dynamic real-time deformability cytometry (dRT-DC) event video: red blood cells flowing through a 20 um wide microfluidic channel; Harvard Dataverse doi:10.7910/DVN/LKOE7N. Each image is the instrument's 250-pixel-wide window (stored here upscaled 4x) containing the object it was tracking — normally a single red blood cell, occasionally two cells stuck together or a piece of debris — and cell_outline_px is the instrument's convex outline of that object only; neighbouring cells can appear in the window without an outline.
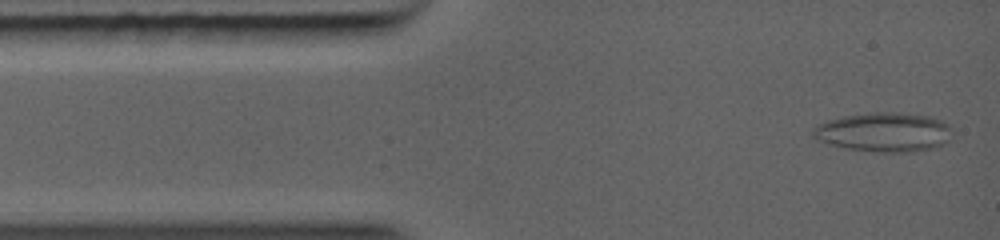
{"species": "common noctule bat (a hibernating species)", "species_latin": "Nyctalus noctula", "temperature_condition": "warm", "stored_images_in_passage": 75, "camera_frame_rate_fps": 5000, "um_per_image_px": 0.085, "animal": {"sex": "female", "body_mass_g": 19.0, "forearm_length_mm": 56.7}, "frame": {"image": 1, "passage_image": 2, "time_ms": 0.2, "image_size_px": [1000, 240], "cell_outline_px": [[952, 128], [948, 140], [944, 144], [932, 148], [912, 152], [876, 152], [848, 148], [828, 144], [816, 140], [812, 136], [812, 128], [828, 120], [844, 116], [872, 112], [896, 112], [928, 116], [940, 120], [948, 124]], "centroid_in_image_um": [75.12, 11.23], "position_along_channel_um": 9.9, "area_um2": 31.85}}
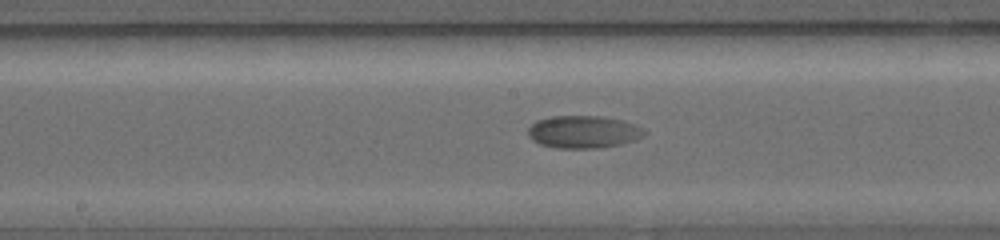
{"frame": {"image": 2, "passage_image": 35, "time_ms": 5.6, "image_size_px": [1000, 240], "cell_outline_px": [[648, 132], [644, 136], [620, 144], [596, 148], [556, 148], [540, 144], [532, 140], [528, 136], [528, 128], [536, 120], [552, 116], [604, 116], [624, 120], [644, 128]], "centroid_in_image_um": [49.59, 11.2], "position_along_channel_um": 198.6, "area_um2": 22.2}}
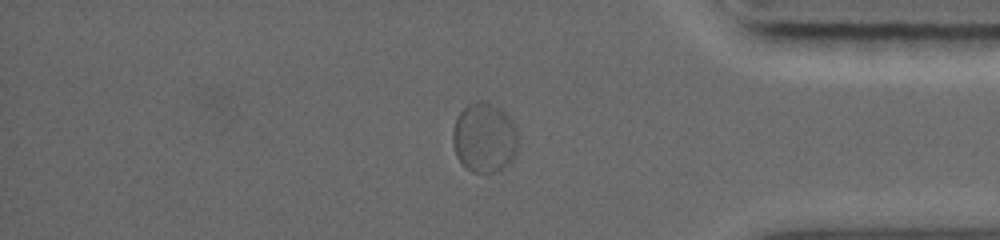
{"frame": {"image": 3, "passage_image": 65, "time_ms": 10.2, "image_size_px": [1000, 240], "cell_outline_px": [[516, 152], [496, 172], [472, 172], [460, 160], [456, 152], [452, 140], [452, 136], [456, 120], [460, 112], [468, 104], [480, 100], [492, 104], [500, 108], [508, 116], [516, 128]], "centroid_in_image_um": [41.14, 11.66], "position_along_channel_um": 394.1, "area_um2": 25.72}}